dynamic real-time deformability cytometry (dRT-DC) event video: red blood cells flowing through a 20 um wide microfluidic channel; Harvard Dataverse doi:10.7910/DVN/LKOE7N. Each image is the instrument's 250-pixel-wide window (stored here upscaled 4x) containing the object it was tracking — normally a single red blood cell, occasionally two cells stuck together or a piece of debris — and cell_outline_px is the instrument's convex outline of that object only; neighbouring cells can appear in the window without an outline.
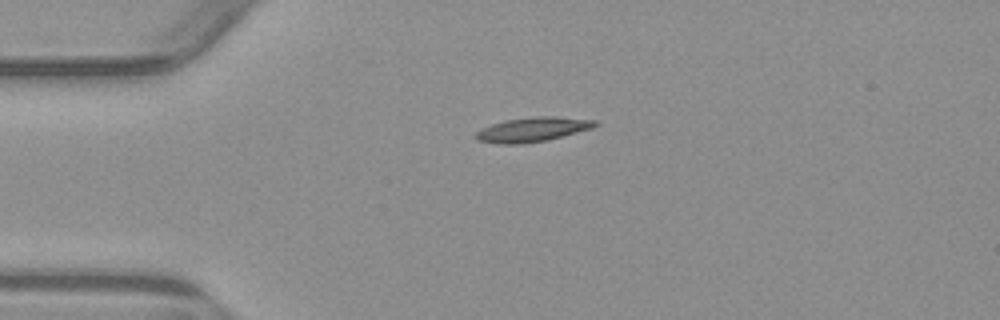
{"species": "common noctule bat (a hibernating species)", "species_latin": "Nyctalus noctula", "temperature_condition": "warm", "stored_images_in_passage": 4, "camera_frame_rate_fps": 3000, "um_per_image_px": 0.085, "animal": {"sex": "male", "body_mass_g": 23.1, "forearm_length_mm": 52.7}, "frame": {"image": 1, "passage_image": 1, "time_ms": 0.0, "image_size_px": [1000, 320], "cell_outline_px": [[600, 124], [592, 128], [548, 140], [524, 144], [500, 144], [476, 140], [476, 132], [492, 124], [508, 120], [536, 116], [556, 116], [596, 120]], "centroid_in_image_um": [45.31, 11.01], "position_along_channel_um": 39.7, "area_um2": 16.94}}
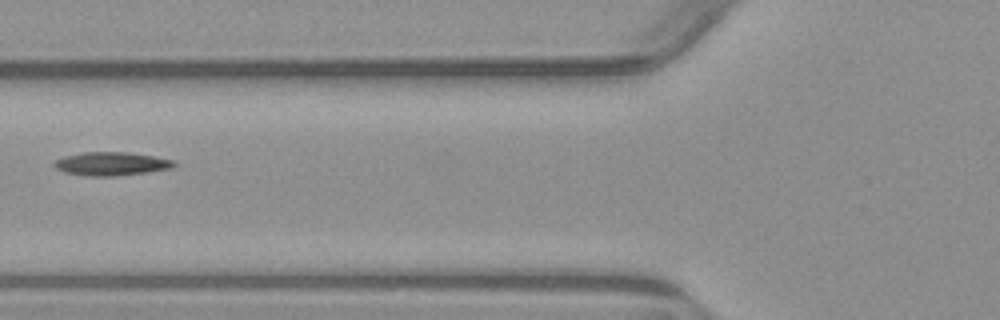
{"frame": {"image": 2, "passage_image": 3, "time_ms": 2.667, "image_size_px": [1000, 320], "cell_outline_px": [[176, 164], [172, 168], [148, 172], [112, 176], [88, 176], [64, 172], [56, 168], [52, 164], [56, 160], [64, 156], [84, 152], [128, 152], [152, 156], [172, 160]], "centroid_in_image_um": [9.43, 13.92], "position_along_channel_um": 116.4, "area_um2": 16.24}}
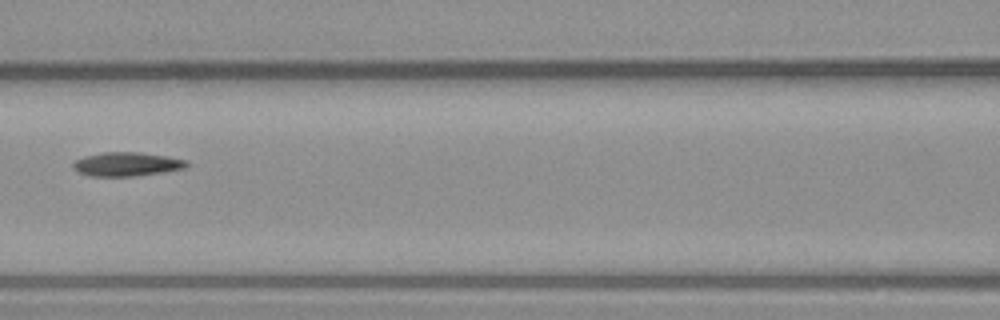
{"frame": {"image": 3, "passage_image": 4, "time_ms": 3.667, "image_size_px": [1000, 320], "cell_outline_px": [[188, 164], [184, 168], [160, 172], [132, 176], [88, 176], [76, 172], [72, 168], [72, 164], [76, 160], [84, 156], [100, 152], [140, 152], [168, 156], [184, 160]], "centroid_in_image_um": [10.68, 13.95], "position_along_channel_um": 155.9, "area_um2": 15.78}}